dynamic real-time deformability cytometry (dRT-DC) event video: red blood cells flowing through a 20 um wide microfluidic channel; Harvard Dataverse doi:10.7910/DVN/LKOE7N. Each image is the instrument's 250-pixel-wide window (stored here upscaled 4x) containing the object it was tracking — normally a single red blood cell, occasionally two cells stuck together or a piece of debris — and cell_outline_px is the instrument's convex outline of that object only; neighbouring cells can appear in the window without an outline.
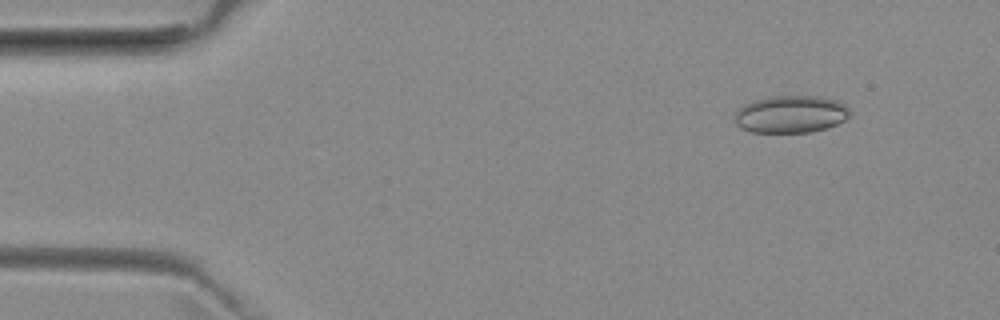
{"species": "common noctule bat (a hibernating species)", "species_latin": "Nyctalus noctula", "temperature_condition": "room temperature", "stored_images_in_passage": 20, "camera_frame_rate_fps": 3000, "um_per_image_px": 0.085, "animal": {"sex": "female", "body_mass_g": 29.2, "forearm_length_mm": 56.3}, "frame": {"image": 1, "passage_image": 6, "time_ms": 1.667, "image_size_px": [1000, 320], "cell_outline_px": [[848, 116], [844, 120], [828, 128], [812, 132], [752, 132], [740, 128], [736, 124], [736, 112], [744, 104], [768, 96], [820, 96], [836, 100], [844, 104], [848, 108]], "centroid_in_image_um": [67.22, 9.71], "position_along_channel_um": 17.8, "area_um2": 24.97}}
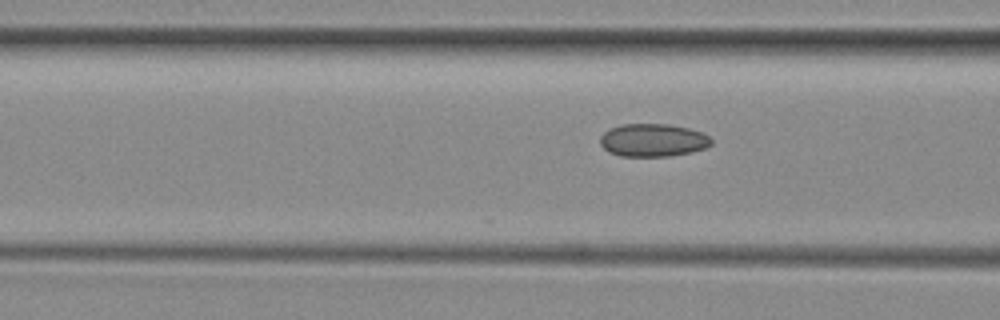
{"frame": {"image": 2, "passage_image": 20, "time_ms": 6.333, "image_size_px": [1000, 320], "cell_outline_px": [[712, 144], [704, 148], [692, 152], [668, 156], [620, 156], [608, 152], [600, 144], [600, 136], [604, 132], [620, 124], [668, 124], [688, 128], [700, 132], [708, 136], [712, 140]], "centroid_in_image_um": [55.48, 11.92], "position_along_channel_um": 111.1, "area_um2": 21.27}}